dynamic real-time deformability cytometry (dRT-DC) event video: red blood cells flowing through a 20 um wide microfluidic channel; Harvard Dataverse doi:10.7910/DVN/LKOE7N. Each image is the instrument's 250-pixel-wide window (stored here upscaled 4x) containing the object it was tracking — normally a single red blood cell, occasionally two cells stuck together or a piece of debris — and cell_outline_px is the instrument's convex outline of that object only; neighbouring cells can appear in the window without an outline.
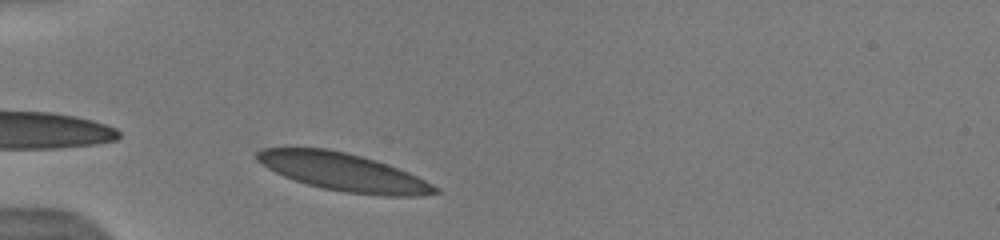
{"species": "human", "species_latin": "Homo sapiens", "temperature_condition": "warm", "stored_images_in_passage": 6, "camera_frame_rate_fps": 3000, "um_per_image_px": 0.085, "donor": {"sex": "male"}, "frame": {"image": 1, "passage_image": 2, "time_ms": 0.667, "image_size_px": [1000, 240], "cell_outline_px": [[440, 192], [420, 196], [384, 196], [344, 192], [324, 188], [308, 184], [284, 176], [260, 164], [256, 160], [256, 152], [260, 148], [328, 148], [376, 160], [388, 164], [408, 172], [440, 188]], "centroid_in_image_um": [29.19, 14.62], "position_along_channel_um": 55.8, "area_um2": 39.02}}